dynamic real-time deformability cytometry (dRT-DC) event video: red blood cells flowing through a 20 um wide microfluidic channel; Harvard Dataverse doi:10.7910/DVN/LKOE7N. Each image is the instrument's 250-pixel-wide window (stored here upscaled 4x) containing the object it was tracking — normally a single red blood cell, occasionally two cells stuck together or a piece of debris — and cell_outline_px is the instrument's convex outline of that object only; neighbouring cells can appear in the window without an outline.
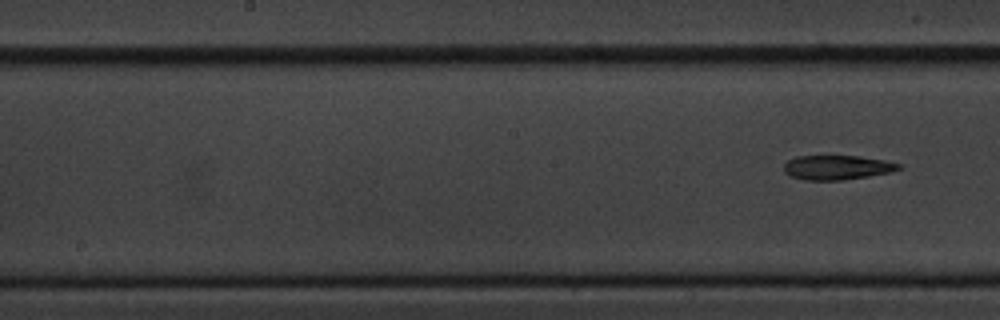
{"species": "common noctule bat (a hibernating species)", "species_latin": "Nyctalus noctula", "temperature_condition": "cold", "stored_images_in_passage": 9, "segment_of_instrument_passage": [2, 2], "camera_frame_rate_fps": 3000, "um_per_image_px": 0.085, "animal": {"sex": "male", "body_mass_g": 20.1, "forearm_length_mm": 53.5}, "frame": {"image": 1, "passage_image": 9, "time_ms": 9.333, "image_size_px": [1000, 320], "cell_outline_px": [[904, 168], [888, 172], [868, 176], [840, 180], [804, 180], [788, 176], [784, 172], [784, 164], [788, 160], [796, 156], [860, 156], [884, 160], [900, 164]], "centroid_in_image_um": [71.11, 14.23], "position_along_channel_um": 177.1, "area_um2": 16.36}}